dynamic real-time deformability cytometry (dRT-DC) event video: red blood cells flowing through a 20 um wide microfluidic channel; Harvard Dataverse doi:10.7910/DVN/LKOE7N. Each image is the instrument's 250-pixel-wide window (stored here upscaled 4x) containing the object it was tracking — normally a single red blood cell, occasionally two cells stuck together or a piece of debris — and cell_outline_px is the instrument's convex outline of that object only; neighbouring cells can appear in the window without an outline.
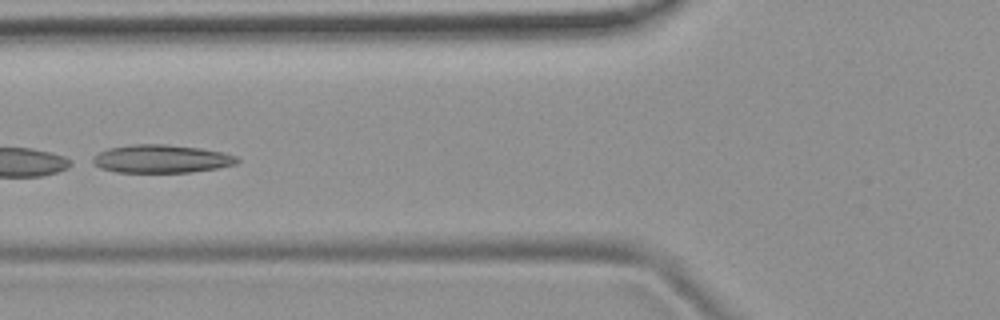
{"species": "common noctule bat (a hibernating species)", "species_latin": "Nyctalus noctula", "temperature_condition": "room temperature", "stored_images_in_passage": 7, "camera_frame_rate_fps": 3000, "um_per_image_px": 0.085, "animal": {"sex": "female", "body_mass_g": 19.9}, "frame": {"image": 1, "passage_image": 4, "time_ms": 4.667, "image_size_px": [1000, 320], "cell_outline_px": [[240, 160], [236, 164], [220, 168], [192, 172], [116, 172], [100, 168], [92, 164], [92, 156], [108, 148], [132, 144], [164, 144], [200, 148], [224, 152], [236, 156]], "centroid_in_image_um": [13.72, 13.5], "position_along_channel_um": 112.1, "area_um2": 23.87}}
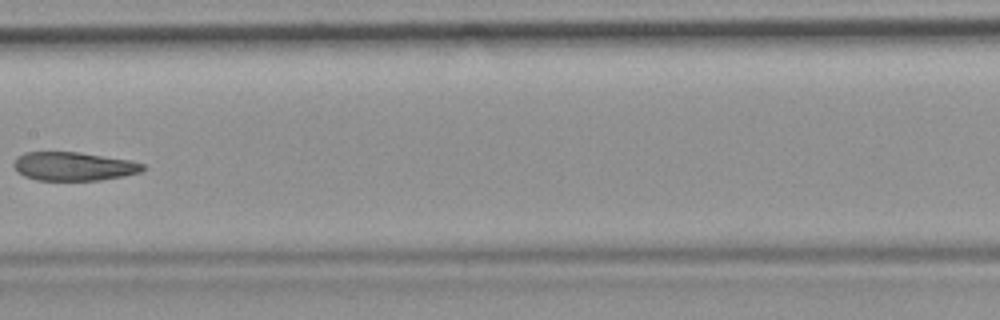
{"frame": {"image": 2, "passage_image": 6, "time_ms": 7.0, "image_size_px": [1000, 320], "cell_outline_px": [[144, 168], [140, 172], [124, 176], [100, 180], [36, 180], [24, 176], [16, 172], [12, 164], [16, 156], [24, 152], [80, 152], [128, 160], [144, 164]], "centroid_in_image_um": [6.19, 14.14], "position_along_channel_um": 201.2, "area_um2": 21.62}}